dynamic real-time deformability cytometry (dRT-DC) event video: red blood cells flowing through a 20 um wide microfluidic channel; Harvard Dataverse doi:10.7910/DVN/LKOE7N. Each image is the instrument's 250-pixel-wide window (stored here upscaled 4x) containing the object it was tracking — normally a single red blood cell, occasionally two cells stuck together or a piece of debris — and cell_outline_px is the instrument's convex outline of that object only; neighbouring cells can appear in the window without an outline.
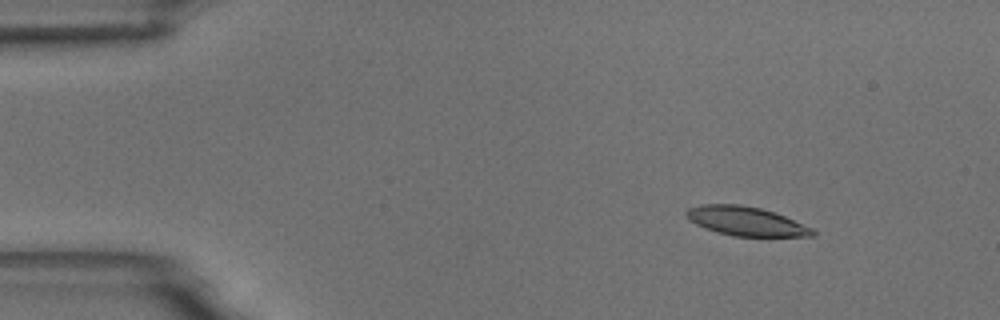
{"species": "common noctule bat (a hibernating species)", "species_latin": "Nyctalus noctula", "temperature_condition": "room temperature", "stored_images_in_passage": 5, "camera_frame_rate_fps": 3000, "um_per_image_px": 0.085, "animal": {"sex": "male", "body_mass_g": 18.8}, "frame": {"image": 1, "passage_image": 2, "time_ms": 1.0, "image_size_px": [1000, 320], "cell_outline_px": [[816, 236], [732, 236], [716, 232], [696, 224], [688, 220], [684, 216], [684, 212], [688, 208], [704, 204], [740, 204], [760, 208], [784, 216], [812, 228], [816, 232]], "centroid_in_image_um": [63.36, 18.8], "position_along_channel_um": 21.6, "area_um2": 21.33}}
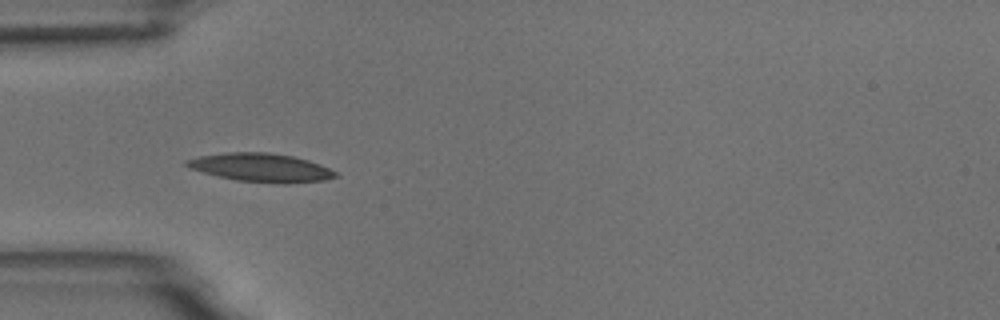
{"frame": {"image": 2, "passage_image": 4, "time_ms": 4.333, "image_size_px": [1000, 320], "cell_outline_px": [[340, 176], [324, 180], [288, 184], [284, 184], [236, 180], [188, 168], [184, 164], [184, 160], [200, 156], [228, 152], [268, 152], [292, 156], [308, 160], [320, 164], [336, 172]], "centroid_in_image_um": [22.2, 14.24], "position_along_channel_um": 62.8, "area_um2": 24.68}}